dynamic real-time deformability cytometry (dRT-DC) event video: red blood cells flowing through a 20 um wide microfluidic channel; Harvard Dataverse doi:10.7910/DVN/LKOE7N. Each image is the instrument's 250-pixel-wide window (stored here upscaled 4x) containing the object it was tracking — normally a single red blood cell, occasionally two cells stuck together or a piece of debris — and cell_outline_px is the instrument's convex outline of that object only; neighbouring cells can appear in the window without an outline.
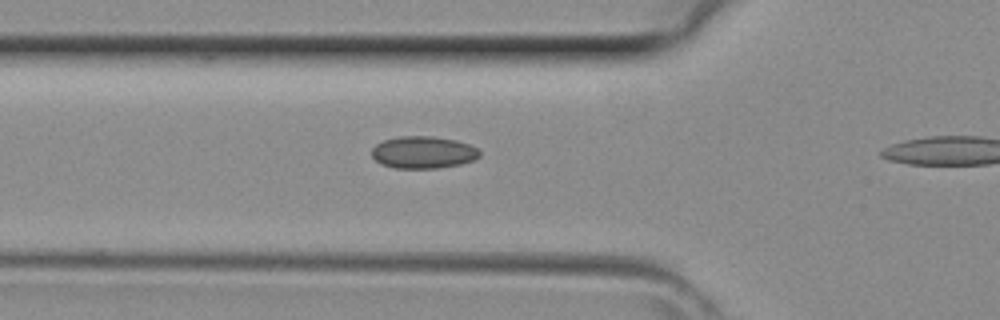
{"species": "common noctule bat (a hibernating species)", "species_latin": "Nyctalus noctula", "temperature_condition": "room temperature", "stored_images_in_passage": 4, "camera_frame_rate_fps": 3000, "um_per_image_px": 0.085, "animal": {"sex": "female", "body_mass_g": 29.2, "forearm_length_mm": 56.3}, "frame": {"image": 1, "passage_image": 3, "time_ms": 0.667, "image_size_px": [1000, 320], "cell_outline_px": [[480, 156], [476, 160], [460, 164], [440, 168], [396, 168], [380, 164], [372, 156], [372, 148], [376, 144], [384, 140], [400, 136], [432, 136], [456, 140], [468, 144], [476, 148], [480, 152]], "centroid_in_image_um": [35.98, 12.95], "position_along_channel_um": 89.8, "area_um2": 20.29}}